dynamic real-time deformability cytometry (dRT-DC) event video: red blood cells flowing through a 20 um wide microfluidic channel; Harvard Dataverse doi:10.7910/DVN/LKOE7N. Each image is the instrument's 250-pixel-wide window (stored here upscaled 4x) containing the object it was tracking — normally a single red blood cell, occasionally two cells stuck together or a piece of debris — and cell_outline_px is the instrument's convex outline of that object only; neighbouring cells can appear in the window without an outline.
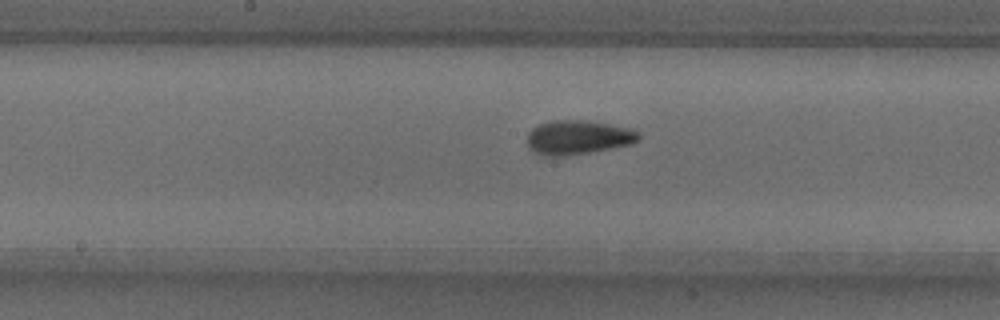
{"species": "common noctule bat (a hibernating species)", "species_latin": "Nyctalus noctula", "temperature_condition": "warm", "stored_images_in_passage": 37, "camera_frame_rate_fps": 3000, "um_per_image_px": 0.085, "animal": {"sex": "male", "body_mass_g": 18.8}, "frame": {"image": 1, "passage_image": 11, "time_ms": 3.333, "image_size_px": [1000, 320], "cell_outline_px": [[640, 136], [632, 144], [588, 152], [564, 156], [544, 156], [528, 148], [528, 132], [532, 128], [540, 124], [552, 120], [584, 120], [628, 128], [636, 132]], "centroid_in_image_um": [49.07, 11.68], "position_along_channel_um": 199.1, "area_um2": 21.79}}
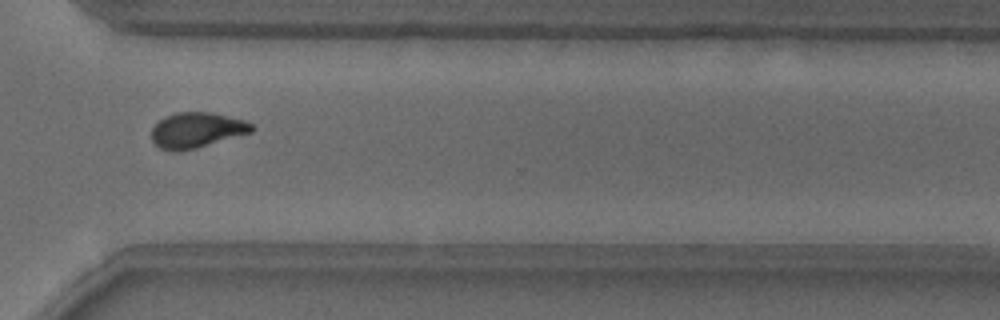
{"frame": {"image": 2, "passage_image": 23, "time_ms": 7.333, "image_size_px": [1000, 320], "cell_outline_px": [[256, 128], [252, 132], [196, 148], [180, 152], [172, 152], [160, 148], [152, 140], [152, 128], [164, 116], [176, 112], [212, 112], [244, 120], [252, 124]], "centroid_in_image_um": [16.72, 11.06], "position_along_channel_um": 353.9, "area_um2": 20.75}}
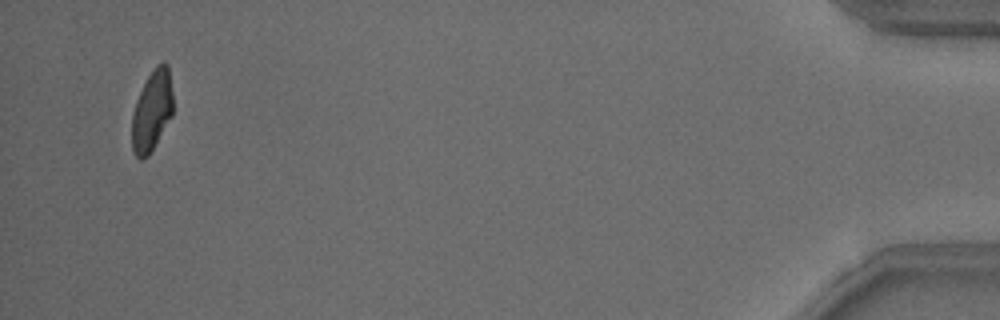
{"frame": {"image": 3, "passage_image": 35, "time_ms": 11.333, "image_size_px": [1000, 320], "cell_outline_px": [[172, 116], [148, 156], [144, 160], [140, 160], [136, 156], [132, 148], [132, 112], [136, 100], [148, 76], [156, 64], [164, 60], [168, 64], [172, 92]], "centroid_in_image_um": [12.91, 9.41], "position_along_channel_um": 422.3, "area_um2": 19.36}}